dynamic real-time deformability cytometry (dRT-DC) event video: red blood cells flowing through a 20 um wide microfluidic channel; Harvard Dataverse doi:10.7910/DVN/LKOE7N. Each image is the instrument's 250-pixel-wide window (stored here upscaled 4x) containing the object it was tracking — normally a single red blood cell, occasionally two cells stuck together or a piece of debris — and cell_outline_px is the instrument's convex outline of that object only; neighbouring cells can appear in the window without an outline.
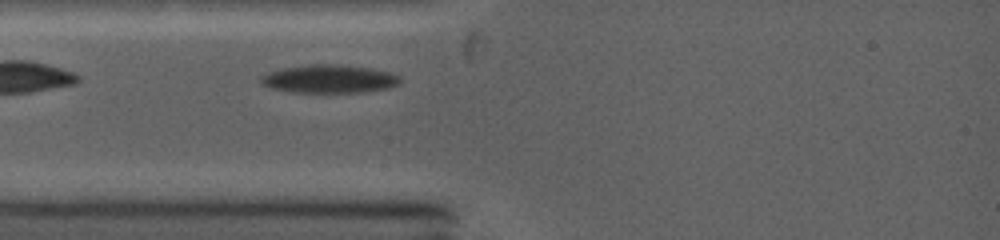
{"species": "common noctule bat (a hibernating species)", "species_latin": "Nyctalus noctula", "temperature_condition": "warm", "stored_images_in_passage": 34, "camera_frame_rate_fps": 5000, "um_per_image_px": 0.085, "animal": {"sex": "female", "body_mass_g": 19.0, "forearm_length_mm": 53.3}, "frame": {"image": 1, "passage_image": 3, "time_ms": 0.6, "image_size_px": [1000, 240], "cell_outline_px": [[400, 80], [396, 84], [384, 88], [352, 92], [300, 92], [276, 88], [264, 84], [260, 80], [260, 76], [268, 72], [280, 68], [308, 64], [344, 64], [368, 68], [388, 72], [396, 76]], "centroid_in_image_um": [27.91, 6.67], "position_along_channel_um": 57.1, "area_um2": 22.2}}
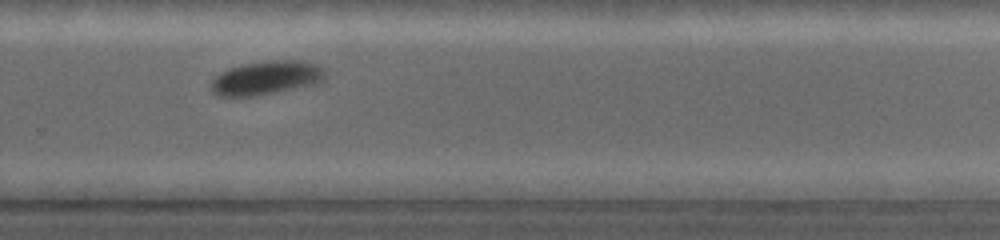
{"frame": {"image": 2, "passage_image": 27, "time_ms": 6.6, "image_size_px": [1000, 240], "cell_outline_px": [[324, 76], [320, 80], [312, 84], [256, 96], [220, 96], [212, 88], [212, 80], [216, 76], [232, 68], [244, 64], [268, 60], [300, 60], [320, 64], [324, 68]], "centroid_in_image_um": [22.68, 6.59], "position_along_channel_um": 307.1, "area_um2": 21.91}}
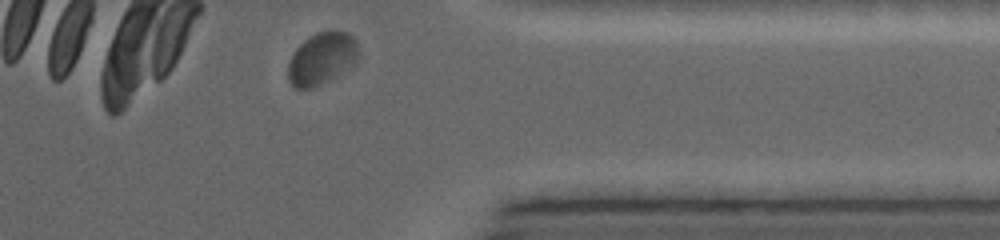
{"frame": {"image": 3, "passage_image": 33, "time_ms": 8.6, "image_size_px": [1000, 240], "cell_outline_px": [[360, 56], [356, 64], [336, 76], [312, 88], [292, 88], [288, 80], [288, 64], [296, 48], [308, 36], [316, 32], [328, 28], [336, 28], [348, 32], [356, 40], [360, 52]], "centroid_in_image_um": [27.4, 4.92], "position_along_channel_um": 384.0, "area_um2": 22.14}, "authors_computed_cell_mechanics": {"area_um2": 22.1663, "velocity_mm_per_s": 4.1721, "shape_relaxation_time_tau1_ms": 2.3061, "shape_relaxation_time_tau2_ms": null, "deformation_change_tau1": 0.1033, "deformation_change_tau2": null}}